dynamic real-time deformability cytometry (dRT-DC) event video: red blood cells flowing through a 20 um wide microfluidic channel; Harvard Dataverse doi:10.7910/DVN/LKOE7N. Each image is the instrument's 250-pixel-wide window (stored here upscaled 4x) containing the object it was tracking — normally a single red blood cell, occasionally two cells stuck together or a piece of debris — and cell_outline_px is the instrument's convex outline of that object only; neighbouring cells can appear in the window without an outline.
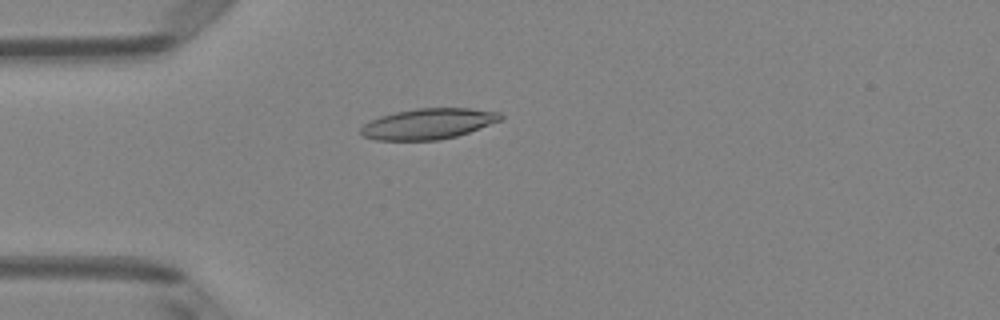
{"species": "Egyptian fruit bat (a non-hibernating species)", "species_latin": "Rousettus aegyptiacus", "temperature_condition": "room temperature", "stored_images_in_passage": 51, "camera_frame_rate_fps": 3000, "um_per_image_px": 0.085, "animal": {"sex": "female"}, "frame": {"image": 1, "passage_image": 14, "time_ms": 4.333, "image_size_px": [1000, 320], "cell_outline_px": [[504, 116], [500, 120], [468, 132], [456, 136], [440, 140], [376, 140], [364, 136], [360, 132], [360, 128], [364, 124], [380, 116], [396, 112], [416, 108], [468, 108], [500, 112]], "centroid_in_image_um": [36.39, 10.52], "position_along_channel_um": 48.6, "area_um2": 24.8}}
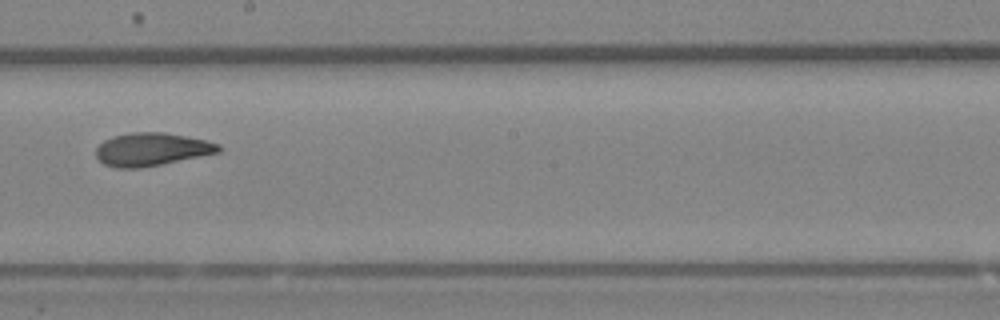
{"frame": {"image": 2, "passage_image": 29, "time_ms": 9.333, "image_size_px": [1000, 320], "cell_outline_px": [[220, 152], [140, 168], [116, 168], [104, 164], [96, 156], [96, 148], [104, 140], [116, 136], [132, 132], [164, 132], [204, 140], [220, 144]], "centroid_in_image_um": [12.87, 12.69], "position_along_channel_um": 235.3, "area_um2": 23.24}}
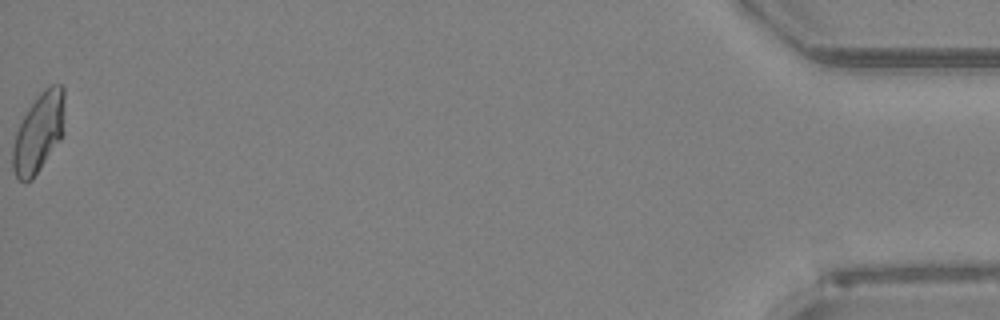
{"frame": {"image": 3, "passage_image": 51, "time_ms": 16.667, "image_size_px": [1000, 320], "cell_outline_px": [[64, 136], [32, 180], [24, 184], [16, 176], [12, 168], [12, 148], [16, 132], [28, 108], [36, 96], [44, 88], [52, 84], [60, 84], [64, 88]], "centroid_in_image_um": [3.3, 11.28], "position_along_channel_um": 431.9, "area_um2": 24.45}, "authors_computed_cell_mechanics": {"area_um2": 23.698, "velocity_mm_per_s": 4.0312, "shape_relaxation_time_tau1_ms": 7.8091, "shape_relaxation_time_tau2_ms": 2.262, "deformation_change_tau1": 0.1977, "deformation_change_tau2": 0.0887}}